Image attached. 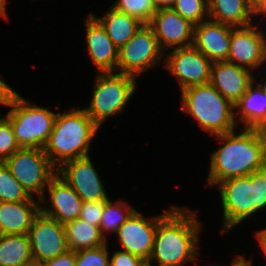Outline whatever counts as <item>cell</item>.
<instances>
[{
  "instance_id": "1",
  "label": "cell",
  "mask_w": 266,
  "mask_h": 266,
  "mask_svg": "<svg viewBox=\"0 0 266 266\" xmlns=\"http://www.w3.org/2000/svg\"><path fill=\"white\" fill-rule=\"evenodd\" d=\"M238 130V132H237ZM240 130V131H239ZM218 141L210 153L205 185L214 188L229 178L249 176L266 167V131L242 128L212 136Z\"/></svg>"
},
{
  "instance_id": "2",
  "label": "cell",
  "mask_w": 266,
  "mask_h": 266,
  "mask_svg": "<svg viewBox=\"0 0 266 266\" xmlns=\"http://www.w3.org/2000/svg\"><path fill=\"white\" fill-rule=\"evenodd\" d=\"M175 205L159 222L153 251L147 266H185L191 261L197 265L203 222L198 210Z\"/></svg>"
},
{
  "instance_id": "3",
  "label": "cell",
  "mask_w": 266,
  "mask_h": 266,
  "mask_svg": "<svg viewBox=\"0 0 266 266\" xmlns=\"http://www.w3.org/2000/svg\"><path fill=\"white\" fill-rule=\"evenodd\" d=\"M100 128L79 106L57 112L44 152L59 169L64 163L89 156L91 142Z\"/></svg>"
},
{
  "instance_id": "4",
  "label": "cell",
  "mask_w": 266,
  "mask_h": 266,
  "mask_svg": "<svg viewBox=\"0 0 266 266\" xmlns=\"http://www.w3.org/2000/svg\"><path fill=\"white\" fill-rule=\"evenodd\" d=\"M223 225L219 234L224 236L248 218L266 209V167L249 176L234 177L219 182Z\"/></svg>"
},
{
  "instance_id": "5",
  "label": "cell",
  "mask_w": 266,
  "mask_h": 266,
  "mask_svg": "<svg viewBox=\"0 0 266 266\" xmlns=\"http://www.w3.org/2000/svg\"><path fill=\"white\" fill-rule=\"evenodd\" d=\"M179 110L191 117L209 136L232 132L238 127L234 104L210 83L194 85L181 91Z\"/></svg>"
},
{
  "instance_id": "6",
  "label": "cell",
  "mask_w": 266,
  "mask_h": 266,
  "mask_svg": "<svg viewBox=\"0 0 266 266\" xmlns=\"http://www.w3.org/2000/svg\"><path fill=\"white\" fill-rule=\"evenodd\" d=\"M4 116L10 123L20 148L43 149L49 140L57 112L32 103L15 91Z\"/></svg>"
},
{
  "instance_id": "7",
  "label": "cell",
  "mask_w": 266,
  "mask_h": 266,
  "mask_svg": "<svg viewBox=\"0 0 266 266\" xmlns=\"http://www.w3.org/2000/svg\"><path fill=\"white\" fill-rule=\"evenodd\" d=\"M88 107L82 109L101 129L110 117L125 112L138 88L136 77L116 72L96 73Z\"/></svg>"
},
{
  "instance_id": "8",
  "label": "cell",
  "mask_w": 266,
  "mask_h": 266,
  "mask_svg": "<svg viewBox=\"0 0 266 266\" xmlns=\"http://www.w3.org/2000/svg\"><path fill=\"white\" fill-rule=\"evenodd\" d=\"M4 163L29 195L39 200L58 174V169L40 148H20Z\"/></svg>"
},
{
  "instance_id": "9",
  "label": "cell",
  "mask_w": 266,
  "mask_h": 266,
  "mask_svg": "<svg viewBox=\"0 0 266 266\" xmlns=\"http://www.w3.org/2000/svg\"><path fill=\"white\" fill-rule=\"evenodd\" d=\"M164 60L152 28L143 24L136 34L118 51L116 73L141 77L144 72L160 66Z\"/></svg>"
},
{
  "instance_id": "10",
  "label": "cell",
  "mask_w": 266,
  "mask_h": 266,
  "mask_svg": "<svg viewBox=\"0 0 266 266\" xmlns=\"http://www.w3.org/2000/svg\"><path fill=\"white\" fill-rule=\"evenodd\" d=\"M163 61L168 75L177 79L179 91L190 86L210 83L213 62L194 45L165 52Z\"/></svg>"
},
{
  "instance_id": "11",
  "label": "cell",
  "mask_w": 266,
  "mask_h": 266,
  "mask_svg": "<svg viewBox=\"0 0 266 266\" xmlns=\"http://www.w3.org/2000/svg\"><path fill=\"white\" fill-rule=\"evenodd\" d=\"M163 209V213L154 216H143L136 210L118 229L115 236L120 250L141 257L148 262L151 257L158 222L174 207Z\"/></svg>"
},
{
  "instance_id": "12",
  "label": "cell",
  "mask_w": 266,
  "mask_h": 266,
  "mask_svg": "<svg viewBox=\"0 0 266 266\" xmlns=\"http://www.w3.org/2000/svg\"><path fill=\"white\" fill-rule=\"evenodd\" d=\"M259 25L255 22L250 26L232 29L227 62L247 68L253 73L265 70L262 67H266V30L262 31Z\"/></svg>"
},
{
  "instance_id": "13",
  "label": "cell",
  "mask_w": 266,
  "mask_h": 266,
  "mask_svg": "<svg viewBox=\"0 0 266 266\" xmlns=\"http://www.w3.org/2000/svg\"><path fill=\"white\" fill-rule=\"evenodd\" d=\"M91 156L77 158L64 163L58 169L61 176L80 196L83 202L108 200L105 182L97 172Z\"/></svg>"
},
{
  "instance_id": "14",
  "label": "cell",
  "mask_w": 266,
  "mask_h": 266,
  "mask_svg": "<svg viewBox=\"0 0 266 266\" xmlns=\"http://www.w3.org/2000/svg\"><path fill=\"white\" fill-rule=\"evenodd\" d=\"M28 236L33 260L38 263L53 259L69 250L64 225L41 211L34 218Z\"/></svg>"
},
{
  "instance_id": "15",
  "label": "cell",
  "mask_w": 266,
  "mask_h": 266,
  "mask_svg": "<svg viewBox=\"0 0 266 266\" xmlns=\"http://www.w3.org/2000/svg\"><path fill=\"white\" fill-rule=\"evenodd\" d=\"M148 25L152 28L164 53L193 45L194 24L172 8H157Z\"/></svg>"
},
{
  "instance_id": "16",
  "label": "cell",
  "mask_w": 266,
  "mask_h": 266,
  "mask_svg": "<svg viewBox=\"0 0 266 266\" xmlns=\"http://www.w3.org/2000/svg\"><path fill=\"white\" fill-rule=\"evenodd\" d=\"M82 204L80 196L58 174L50 181L40 199L41 212L62 225L79 219Z\"/></svg>"
},
{
  "instance_id": "17",
  "label": "cell",
  "mask_w": 266,
  "mask_h": 266,
  "mask_svg": "<svg viewBox=\"0 0 266 266\" xmlns=\"http://www.w3.org/2000/svg\"><path fill=\"white\" fill-rule=\"evenodd\" d=\"M84 24L86 52L95 66L96 73L116 72L119 48L91 13L84 18Z\"/></svg>"
},
{
  "instance_id": "18",
  "label": "cell",
  "mask_w": 266,
  "mask_h": 266,
  "mask_svg": "<svg viewBox=\"0 0 266 266\" xmlns=\"http://www.w3.org/2000/svg\"><path fill=\"white\" fill-rule=\"evenodd\" d=\"M233 28L207 19L194 25L193 45L212 62L227 61Z\"/></svg>"
},
{
  "instance_id": "19",
  "label": "cell",
  "mask_w": 266,
  "mask_h": 266,
  "mask_svg": "<svg viewBox=\"0 0 266 266\" xmlns=\"http://www.w3.org/2000/svg\"><path fill=\"white\" fill-rule=\"evenodd\" d=\"M257 73L227 61L213 62L210 84L235 104L255 80Z\"/></svg>"
},
{
  "instance_id": "20",
  "label": "cell",
  "mask_w": 266,
  "mask_h": 266,
  "mask_svg": "<svg viewBox=\"0 0 266 266\" xmlns=\"http://www.w3.org/2000/svg\"><path fill=\"white\" fill-rule=\"evenodd\" d=\"M234 108L238 126L242 123L243 128L266 131V92L256 78Z\"/></svg>"
},
{
  "instance_id": "21",
  "label": "cell",
  "mask_w": 266,
  "mask_h": 266,
  "mask_svg": "<svg viewBox=\"0 0 266 266\" xmlns=\"http://www.w3.org/2000/svg\"><path fill=\"white\" fill-rule=\"evenodd\" d=\"M40 211V200L34 197L23 202H0V234H28Z\"/></svg>"
},
{
  "instance_id": "22",
  "label": "cell",
  "mask_w": 266,
  "mask_h": 266,
  "mask_svg": "<svg viewBox=\"0 0 266 266\" xmlns=\"http://www.w3.org/2000/svg\"><path fill=\"white\" fill-rule=\"evenodd\" d=\"M208 11L209 19L235 28L250 26L258 19L246 0H208Z\"/></svg>"
},
{
  "instance_id": "23",
  "label": "cell",
  "mask_w": 266,
  "mask_h": 266,
  "mask_svg": "<svg viewBox=\"0 0 266 266\" xmlns=\"http://www.w3.org/2000/svg\"><path fill=\"white\" fill-rule=\"evenodd\" d=\"M90 13L103 25L113 43L120 48L125 45L144 24L139 19L109 6L102 16Z\"/></svg>"
},
{
  "instance_id": "24",
  "label": "cell",
  "mask_w": 266,
  "mask_h": 266,
  "mask_svg": "<svg viewBox=\"0 0 266 266\" xmlns=\"http://www.w3.org/2000/svg\"><path fill=\"white\" fill-rule=\"evenodd\" d=\"M67 247L71 251L95 248L107 243L99 226L76 219L64 225Z\"/></svg>"
},
{
  "instance_id": "25",
  "label": "cell",
  "mask_w": 266,
  "mask_h": 266,
  "mask_svg": "<svg viewBox=\"0 0 266 266\" xmlns=\"http://www.w3.org/2000/svg\"><path fill=\"white\" fill-rule=\"evenodd\" d=\"M32 260L28 234H0V266H20Z\"/></svg>"
},
{
  "instance_id": "26",
  "label": "cell",
  "mask_w": 266,
  "mask_h": 266,
  "mask_svg": "<svg viewBox=\"0 0 266 266\" xmlns=\"http://www.w3.org/2000/svg\"><path fill=\"white\" fill-rule=\"evenodd\" d=\"M123 199L113 200L110 198L105 202L99 229L107 242L110 239V234H116L121 225L137 210Z\"/></svg>"
},
{
  "instance_id": "27",
  "label": "cell",
  "mask_w": 266,
  "mask_h": 266,
  "mask_svg": "<svg viewBox=\"0 0 266 266\" xmlns=\"http://www.w3.org/2000/svg\"><path fill=\"white\" fill-rule=\"evenodd\" d=\"M31 198L5 163L0 162V202H23Z\"/></svg>"
},
{
  "instance_id": "28",
  "label": "cell",
  "mask_w": 266,
  "mask_h": 266,
  "mask_svg": "<svg viewBox=\"0 0 266 266\" xmlns=\"http://www.w3.org/2000/svg\"><path fill=\"white\" fill-rule=\"evenodd\" d=\"M113 8L139 19L148 24L157 8L151 0H115Z\"/></svg>"
},
{
  "instance_id": "29",
  "label": "cell",
  "mask_w": 266,
  "mask_h": 266,
  "mask_svg": "<svg viewBox=\"0 0 266 266\" xmlns=\"http://www.w3.org/2000/svg\"><path fill=\"white\" fill-rule=\"evenodd\" d=\"M171 8L194 25L209 19L208 0H176Z\"/></svg>"
},
{
  "instance_id": "30",
  "label": "cell",
  "mask_w": 266,
  "mask_h": 266,
  "mask_svg": "<svg viewBox=\"0 0 266 266\" xmlns=\"http://www.w3.org/2000/svg\"><path fill=\"white\" fill-rule=\"evenodd\" d=\"M104 245L75 252V266H110V246Z\"/></svg>"
},
{
  "instance_id": "31",
  "label": "cell",
  "mask_w": 266,
  "mask_h": 266,
  "mask_svg": "<svg viewBox=\"0 0 266 266\" xmlns=\"http://www.w3.org/2000/svg\"><path fill=\"white\" fill-rule=\"evenodd\" d=\"M18 149L20 146L16 141L11 123L4 116L0 117V162H4Z\"/></svg>"
},
{
  "instance_id": "32",
  "label": "cell",
  "mask_w": 266,
  "mask_h": 266,
  "mask_svg": "<svg viewBox=\"0 0 266 266\" xmlns=\"http://www.w3.org/2000/svg\"><path fill=\"white\" fill-rule=\"evenodd\" d=\"M106 201L107 200L83 202L79 218L89 224L100 226Z\"/></svg>"
},
{
  "instance_id": "33",
  "label": "cell",
  "mask_w": 266,
  "mask_h": 266,
  "mask_svg": "<svg viewBox=\"0 0 266 266\" xmlns=\"http://www.w3.org/2000/svg\"><path fill=\"white\" fill-rule=\"evenodd\" d=\"M109 255L110 266H147V262L141 257L123 250H113Z\"/></svg>"
},
{
  "instance_id": "34",
  "label": "cell",
  "mask_w": 266,
  "mask_h": 266,
  "mask_svg": "<svg viewBox=\"0 0 266 266\" xmlns=\"http://www.w3.org/2000/svg\"><path fill=\"white\" fill-rule=\"evenodd\" d=\"M40 266H75V251L68 250L62 255L40 263Z\"/></svg>"
},
{
  "instance_id": "35",
  "label": "cell",
  "mask_w": 266,
  "mask_h": 266,
  "mask_svg": "<svg viewBox=\"0 0 266 266\" xmlns=\"http://www.w3.org/2000/svg\"><path fill=\"white\" fill-rule=\"evenodd\" d=\"M0 76V105L7 106L13 93L16 91Z\"/></svg>"
},
{
  "instance_id": "36",
  "label": "cell",
  "mask_w": 266,
  "mask_h": 266,
  "mask_svg": "<svg viewBox=\"0 0 266 266\" xmlns=\"http://www.w3.org/2000/svg\"><path fill=\"white\" fill-rule=\"evenodd\" d=\"M254 236L260 246V251L263 253L262 255H265L263 258H266V227L257 230L256 233H254Z\"/></svg>"
},
{
  "instance_id": "37",
  "label": "cell",
  "mask_w": 266,
  "mask_h": 266,
  "mask_svg": "<svg viewBox=\"0 0 266 266\" xmlns=\"http://www.w3.org/2000/svg\"><path fill=\"white\" fill-rule=\"evenodd\" d=\"M252 264L253 261L251 259L247 260L244 254H236V256L234 255L229 266H254V264Z\"/></svg>"
},
{
  "instance_id": "38",
  "label": "cell",
  "mask_w": 266,
  "mask_h": 266,
  "mask_svg": "<svg viewBox=\"0 0 266 266\" xmlns=\"http://www.w3.org/2000/svg\"><path fill=\"white\" fill-rule=\"evenodd\" d=\"M156 8H171L176 0H151Z\"/></svg>"
},
{
  "instance_id": "39",
  "label": "cell",
  "mask_w": 266,
  "mask_h": 266,
  "mask_svg": "<svg viewBox=\"0 0 266 266\" xmlns=\"http://www.w3.org/2000/svg\"><path fill=\"white\" fill-rule=\"evenodd\" d=\"M252 9L258 13L266 4V0H246Z\"/></svg>"
},
{
  "instance_id": "40",
  "label": "cell",
  "mask_w": 266,
  "mask_h": 266,
  "mask_svg": "<svg viewBox=\"0 0 266 266\" xmlns=\"http://www.w3.org/2000/svg\"><path fill=\"white\" fill-rule=\"evenodd\" d=\"M8 0H0V18L6 20V21H9L10 18H8L9 14H8V10H7V3Z\"/></svg>"
},
{
  "instance_id": "41",
  "label": "cell",
  "mask_w": 266,
  "mask_h": 266,
  "mask_svg": "<svg viewBox=\"0 0 266 266\" xmlns=\"http://www.w3.org/2000/svg\"><path fill=\"white\" fill-rule=\"evenodd\" d=\"M260 73H261V74H264V75H263L264 77L261 76V75H259ZM265 73H266V71H265V72H263V71L260 72V71H259L258 74L256 75V78H257V76L259 75L258 78H257L256 80H258V82L262 85V87L264 88V90H265V92H266V74H265ZM262 77H263V78H262ZM259 78H261L260 81H259Z\"/></svg>"
},
{
  "instance_id": "42",
  "label": "cell",
  "mask_w": 266,
  "mask_h": 266,
  "mask_svg": "<svg viewBox=\"0 0 266 266\" xmlns=\"http://www.w3.org/2000/svg\"><path fill=\"white\" fill-rule=\"evenodd\" d=\"M257 17L262 20V18H266V4L265 6L257 13ZM266 20V19H265Z\"/></svg>"
},
{
  "instance_id": "43",
  "label": "cell",
  "mask_w": 266,
  "mask_h": 266,
  "mask_svg": "<svg viewBox=\"0 0 266 266\" xmlns=\"http://www.w3.org/2000/svg\"><path fill=\"white\" fill-rule=\"evenodd\" d=\"M20 266H40V263H38L37 261L32 260V261H30L28 263H25V264H22Z\"/></svg>"
},
{
  "instance_id": "44",
  "label": "cell",
  "mask_w": 266,
  "mask_h": 266,
  "mask_svg": "<svg viewBox=\"0 0 266 266\" xmlns=\"http://www.w3.org/2000/svg\"><path fill=\"white\" fill-rule=\"evenodd\" d=\"M208 265H209V266H220V265H215V264H214V265H212V264H211V265H210V264H208ZM199 266H201V265H199ZM222 266H224V265H222Z\"/></svg>"
}]
</instances>
